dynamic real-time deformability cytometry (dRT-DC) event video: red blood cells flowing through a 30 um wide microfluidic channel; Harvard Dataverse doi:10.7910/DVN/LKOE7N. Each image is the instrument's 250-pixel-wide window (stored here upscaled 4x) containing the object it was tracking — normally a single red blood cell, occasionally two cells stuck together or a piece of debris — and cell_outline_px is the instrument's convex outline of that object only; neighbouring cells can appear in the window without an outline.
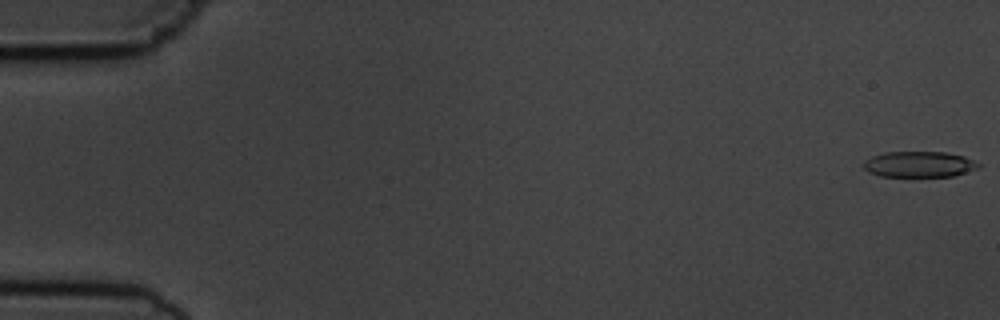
{"species": "common noctule bat (a hibernating species)", "species_latin": "Nyctalus noctula", "temperature_condition": "cold", "stored_images_in_passage": 5, "camera_frame_rate_fps": 3000, "um_per_image_px": 0.085, "animal": {"sex": "male", "body_mass_g": 19.5, "forearm_length_mm": 54.6}, "frame": {"image": 1, "passage_image": 1, "time_ms": 0.0, "image_size_px": [1000, 320], "cell_outline_px": [[984, 164], [976, 168], [952, 176], [880, 176], [868, 172], [864, 168], [864, 160], [872, 156], [884, 152], [948, 152], [964, 156]], "centroid_in_image_um": [78.13, 13.95], "position_along_channel_um": 6.9, "area_um2": 17.28}}
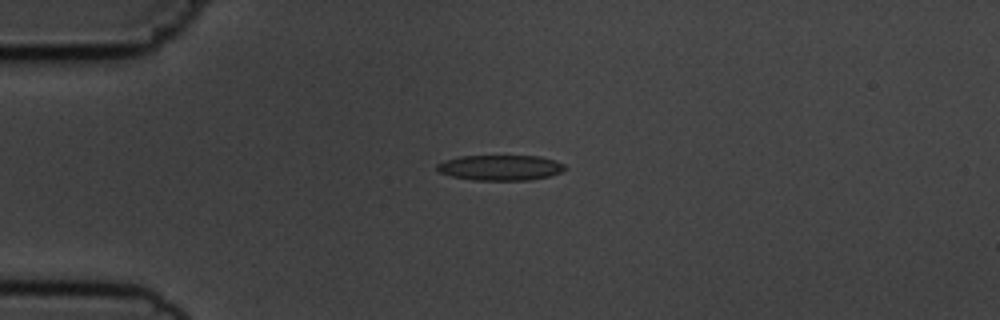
{"frame": {"image": 2, "passage_image": 4, "time_ms": 4.333, "image_size_px": [1000, 320], "cell_outline_px": [[568, 168], [560, 172], [548, 176], [532, 180], [472, 180], [452, 176], [440, 172], [436, 168], [436, 164], [444, 160], [460, 156], [540, 156], [556, 160], [564, 164]], "centroid_in_image_um": [42.54, 14.25], "position_along_channel_um": 42.5, "area_um2": 19.02}}